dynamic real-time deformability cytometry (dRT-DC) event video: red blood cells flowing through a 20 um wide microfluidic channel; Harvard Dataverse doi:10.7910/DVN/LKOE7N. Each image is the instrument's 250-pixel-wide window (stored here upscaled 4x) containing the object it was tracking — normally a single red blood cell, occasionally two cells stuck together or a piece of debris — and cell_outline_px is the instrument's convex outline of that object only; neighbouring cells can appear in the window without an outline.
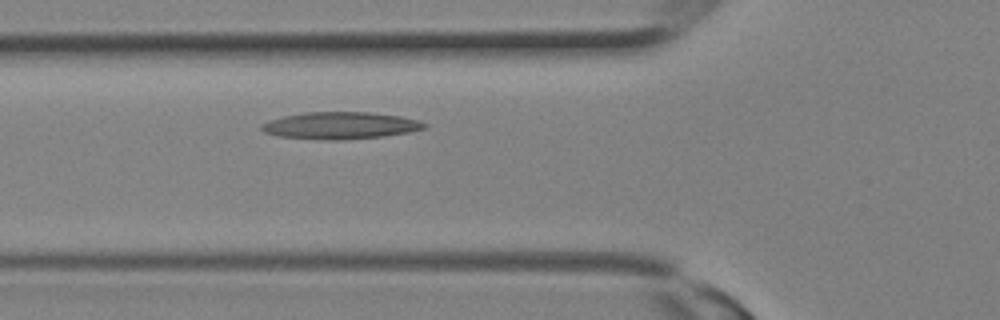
{"species": "Egyptian fruit bat (a non-hibernating species)", "species_latin": "Rousettus aegyptiacus", "temperature_condition": "room temperature", "stored_images_in_passage": 7, "camera_frame_rate_fps": 3000, "um_per_image_px": 0.085, "animal": {"sex": "female"}, "frame": {"image": 1, "passage_image": 7, "time_ms": 2.0, "image_size_px": [1000, 320], "cell_outline_px": [[428, 124], [424, 128], [408, 132], [384, 136], [340, 140], [324, 140], [276, 136], [264, 132], [260, 128], [260, 124], [268, 120], [284, 116], [304, 112], [372, 112], [400, 116], [420, 120]], "centroid_in_image_um": [28.9, 10.67], "position_along_channel_um": 96.9, "area_um2": 25.84}}